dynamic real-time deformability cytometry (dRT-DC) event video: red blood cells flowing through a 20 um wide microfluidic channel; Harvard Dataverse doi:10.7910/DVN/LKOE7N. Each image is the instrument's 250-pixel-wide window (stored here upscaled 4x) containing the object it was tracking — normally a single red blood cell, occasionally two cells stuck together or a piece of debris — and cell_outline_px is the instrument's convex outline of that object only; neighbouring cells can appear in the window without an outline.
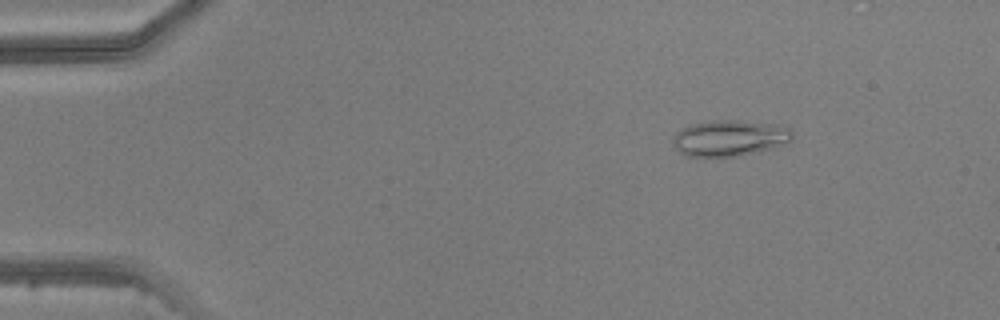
{"species": "common noctule bat (a hibernating species)", "species_latin": "Nyctalus noctula", "temperature_condition": "warm", "stored_images_in_passage": 3, "camera_frame_rate_fps": 3000, "um_per_image_px": 0.085, "animal": {"sex": "male", "body_mass_g": 20.5, "forearm_length_mm": 52.5}, "frame": {"image": 1, "passage_image": 2, "time_ms": 1.333, "image_size_px": [1000, 320], "cell_outline_px": [[792, 140], [784, 144], [736, 156], [684, 156], [676, 148], [672, 140], [672, 136], [676, 132], [692, 124], [712, 120], [736, 120], [776, 124], [792, 128]], "centroid_in_image_um": [62.0, 11.72], "position_along_channel_um": 23.0, "area_um2": 24.85}}